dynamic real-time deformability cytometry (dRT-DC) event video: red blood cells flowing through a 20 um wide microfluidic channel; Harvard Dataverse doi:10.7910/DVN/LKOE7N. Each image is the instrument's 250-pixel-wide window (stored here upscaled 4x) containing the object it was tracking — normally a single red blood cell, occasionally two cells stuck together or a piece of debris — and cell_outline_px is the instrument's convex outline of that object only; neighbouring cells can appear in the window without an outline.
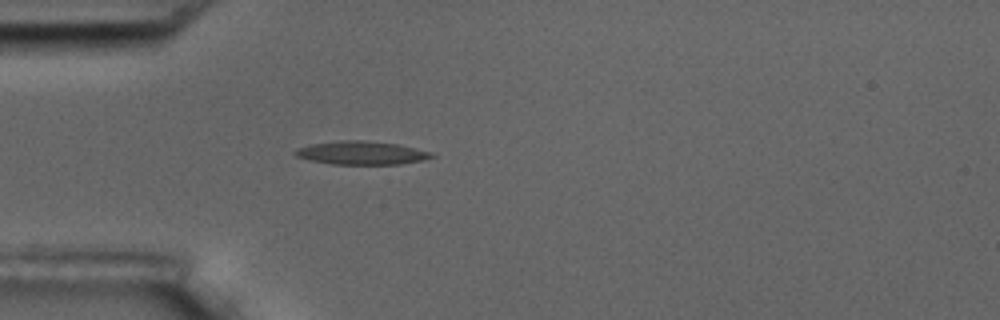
{"species": "common noctule bat (a hibernating species)", "species_latin": "Nyctalus noctula", "temperature_condition": "room temperature", "stored_images_in_passage": 40, "camera_frame_rate_fps": 3000, "um_per_image_px": 0.085, "animal": {"sex": "male", "body_mass_g": 17.5, "forearm_length_mm": 52.3}, "frame": {"image": 1, "passage_image": 1, "time_ms": 0.0, "image_size_px": [1000, 320], "cell_outline_px": [[436, 156], [424, 160], [400, 164], [332, 164], [312, 160], [296, 156], [292, 152], [296, 148], [312, 144], [340, 140], [364, 140], [396, 144], [432, 152]], "centroid_in_image_um": [30.73, 12.99], "position_along_channel_um": 54.3, "area_um2": 18.5}}
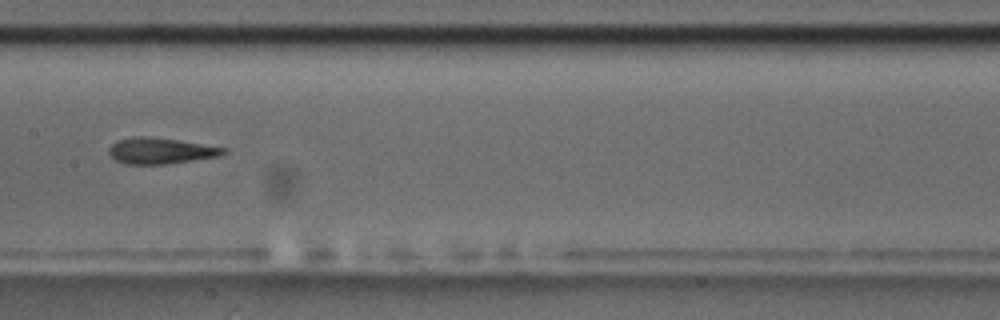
{"frame": {"image": 2, "passage_image": 13, "time_ms": 4.0, "image_size_px": [1000, 320], "cell_outline_px": [[228, 152], [216, 156], [164, 164], [124, 164], [116, 160], [108, 152], [108, 148], [116, 140], [132, 136], [148, 136], [180, 140], [228, 148]], "centroid_in_image_um": [13.62, 12.8], "position_along_channel_um": 193.8, "area_um2": 17.4}}
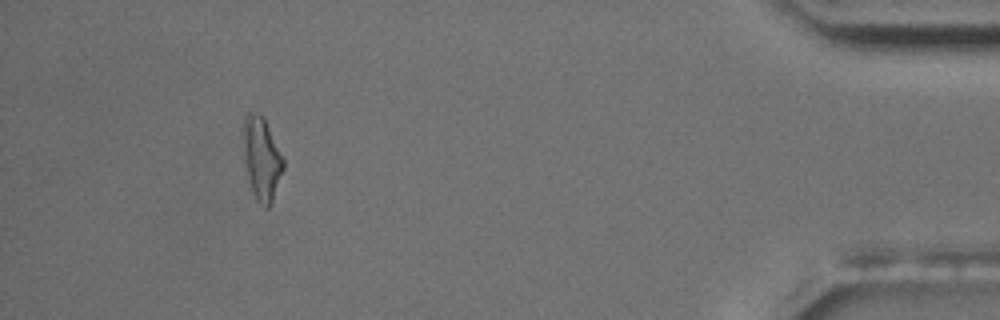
{"frame": {"image": 3, "passage_image": 36, "time_ms": 11.667, "image_size_px": [1000, 320], "cell_outline_px": [[284, 168], [272, 204], [268, 208], [264, 208], [256, 200], [252, 192], [248, 180], [244, 160], [244, 116], [248, 112], [252, 112], [264, 116], [284, 160]], "centroid_in_image_um": [22.25, 13.52], "position_along_channel_um": 412.9, "area_um2": 19.48}, "authors_computed_cell_mechanics": {"area_um2": 17.5134, "velocity_mm_per_s": 3.6606, "shape_relaxation_time_tau1_ms": 9.495, "shape_relaxation_time_tau2_ms": 3.1794, "deformation_change_tau1": 0.2942, "deformation_change_tau2": 0.1315}}